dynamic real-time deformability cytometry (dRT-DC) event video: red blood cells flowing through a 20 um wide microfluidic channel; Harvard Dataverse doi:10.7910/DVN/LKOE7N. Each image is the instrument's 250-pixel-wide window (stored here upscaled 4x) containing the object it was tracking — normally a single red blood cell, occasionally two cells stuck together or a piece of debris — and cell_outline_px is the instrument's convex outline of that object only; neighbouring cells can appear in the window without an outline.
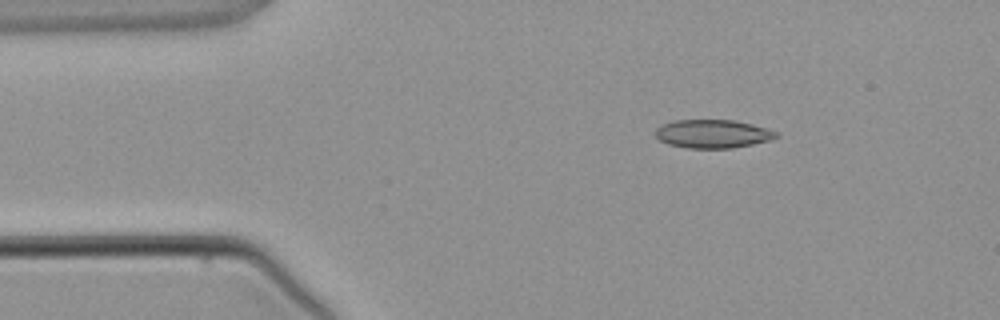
{"species": "common noctule bat (a hibernating species)", "species_latin": "Nyctalus noctula", "temperature_condition": "warm", "stored_images_in_passage": 3, "camera_frame_rate_fps": 3000, "um_per_image_px": 0.085, "animal": {"sex": "male", "body_mass_g": 21.5, "forearm_length_mm": 52.0}, "frame": {"image": 1, "passage_image": 2, "time_ms": 1.0, "image_size_px": [1000, 320], "cell_outline_px": [[780, 136], [772, 140], [732, 148], [688, 148], [668, 144], [660, 140], [656, 136], [656, 128], [660, 124], [676, 120], [736, 120], [752, 124], [776, 132]], "centroid_in_image_um": [60.58, 11.37], "position_along_channel_um": 24.4, "area_um2": 20.0}}